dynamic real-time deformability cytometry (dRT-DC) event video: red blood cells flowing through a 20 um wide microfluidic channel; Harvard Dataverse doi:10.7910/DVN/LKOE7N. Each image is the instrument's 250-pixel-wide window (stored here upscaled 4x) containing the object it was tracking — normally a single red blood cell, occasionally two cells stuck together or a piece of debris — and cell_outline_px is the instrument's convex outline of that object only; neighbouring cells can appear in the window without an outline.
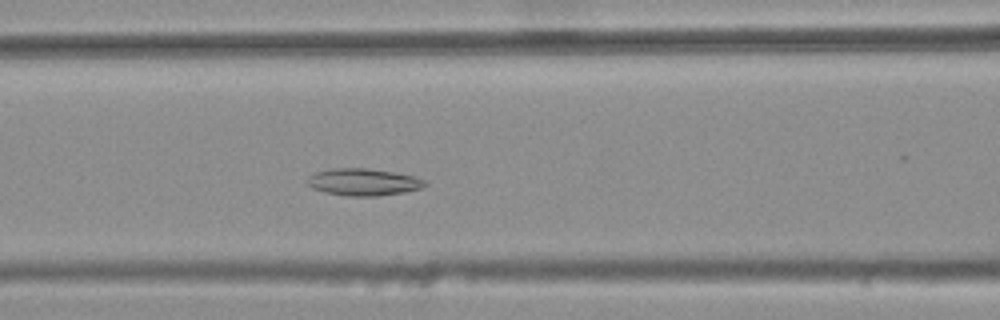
{"species": "common noctule bat (a hibernating species)", "species_latin": "Nyctalus noctula", "temperature_condition": "warm", "stored_images_in_passage": 30, "camera_frame_rate_fps": 3000, "um_per_image_px": 0.085, "animal": {"sex": "female", "body_mass_g": 25.1}, "frame": {"image": 1, "passage_image": 7, "time_ms": 2.0, "image_size_px": [1000, 320], "cell_outline_px": [[428, 184], [420, 188], [404, 192], [380, 196], [344, 196], [324, 192], [312, 188], [308, 184], [308, 176], [316, 172], [332, 168], [368, 168], [416, 176], [424, 180]], "centroid_in_image_um": [30.88, 15.48], "position_along_channel_um": 135.7, "area_um2": 18.61}}
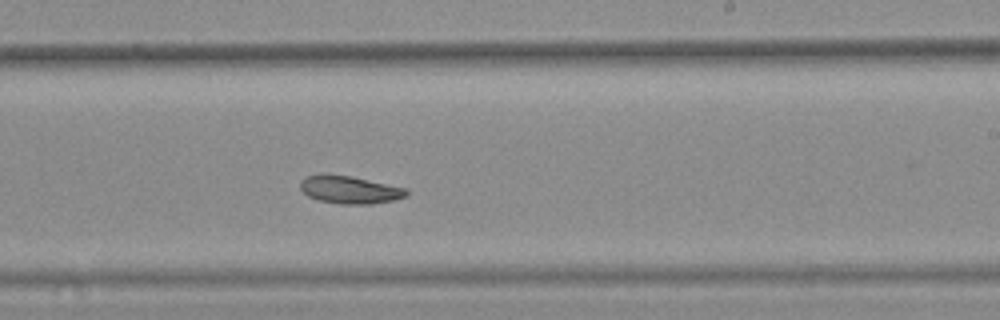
{"frame": {"image": 2, "passage_image": 17, "time_ms": 5.333, "image_size_px": [1000, 320], "cell_outline_px": [[408, 196], [396, 200], [372, 204], [340, 204], [320, 200], [308, 196], [300, 188], [300, 180], [304, 176], [320, 172], [324, 172], [352, 176], [408, 188]], "centroid_in_image_um": [29.72, 16.1], "position_along_channel_um": 259.3, "area_um2": 17.74}}
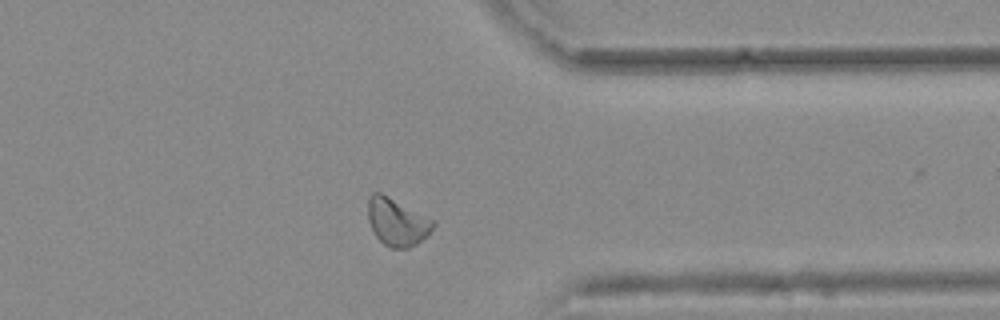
{"frame": {"image": 3, "passage_image": 27, "time_ms": 8.667, "image_size_px": [1000, 320], "cell_outline_px": [[436, 224], [428, 236], [416, 244], [408, 248], [388, 248], [376, 236], [368, 220], [368, 196], [372, 192], [380, 192], [436, 220]], "centroid_in_image_um": [33.77, 18.87], "position_along_channel_um": 377.6, "area_um2": 18.26}}